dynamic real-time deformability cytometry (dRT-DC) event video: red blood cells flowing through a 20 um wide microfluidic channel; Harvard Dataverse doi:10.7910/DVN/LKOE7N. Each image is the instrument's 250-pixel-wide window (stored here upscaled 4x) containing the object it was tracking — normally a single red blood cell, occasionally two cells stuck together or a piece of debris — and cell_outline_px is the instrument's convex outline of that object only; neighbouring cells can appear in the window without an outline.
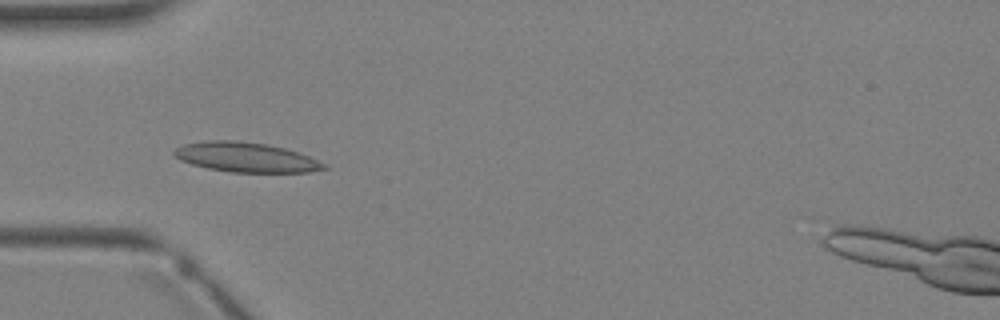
{"species": "Egyptian fruit bat (a non-hibernating species)", "species_latin": "Rousettus aegyptiacus", "temperature_condition": "warm", "stored_images_in_passage": 3, "camera_frame_rate_fps": 3000, "um_per_image_px": 0.085, "animal": {"sex": "female"}, "frame": {"image": 1, "passage_image": 3, "time_ms": 3.0, "image_size_px": [1000, 320], "cell_outline_px": [[328, 168], [308, 172], [232, 172], [208, 168], [192, 164], [180, 160], [172, 152], [176, 148], [184, 144], [204, 140], [236, 140], [268, 144], [284, 148], [308, 156], [328, 164]], "centroid_in_image_um": [20.91, 13.36], "position_along_channel_um": 64.1, "area_um2": 25.89}}